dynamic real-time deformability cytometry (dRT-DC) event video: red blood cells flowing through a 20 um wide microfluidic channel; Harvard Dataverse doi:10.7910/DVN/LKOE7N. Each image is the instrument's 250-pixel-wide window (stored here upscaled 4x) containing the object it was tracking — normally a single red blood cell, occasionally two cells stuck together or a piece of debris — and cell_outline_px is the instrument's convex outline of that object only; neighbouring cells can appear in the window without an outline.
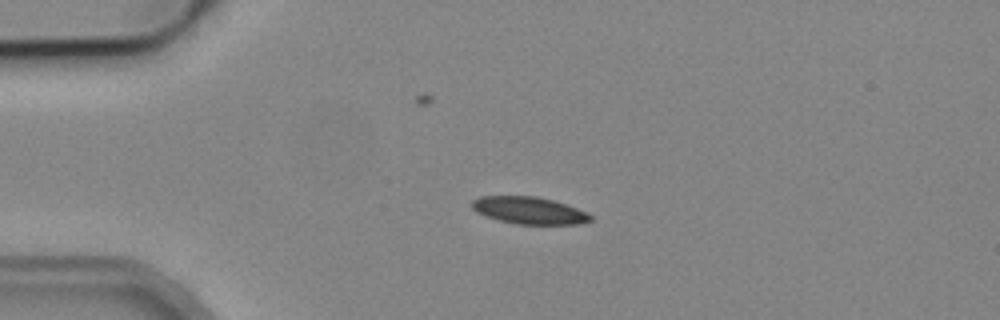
{"species": "common noctule bat (a hibernating species)", "species_latin": "Nyctalus noctula", "temperature_condition": "cold", "stored_images_in_passage": 41, "camera_frame_rate_fps": 3000, "um_per_image_px": 0.085, "animal": {"sex": "male", "body_mass_g": 19.2, "forearm_length_mm": 51.8}, "frame": {"image": 1, "passage_image": 1, "time_ms": 0.0, "image_size_px": [1000, 320], "cell_outline_px": [[592, 220], [580, 224], [516, 224], [484, 216], [476, 212], [472, 208], [472, 200], [480, 196], [536, 196], [552, 200], [576, 208], [592, 216]], "centroid_in_image_um": [44.93, 17.89], "position_along_channel_um": 40.1, "area_um2": 18.61}}
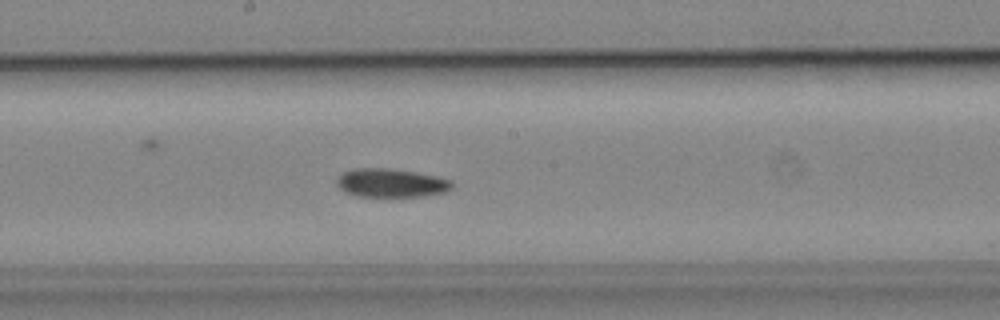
{"frame": {"image": 2, "passage_image": 17, "time_ms": 5.333, "image_size_px": [1000, 320], "cell_outline_px": [[452, 188], [448, 192], [424, 196], [356, 196], [340, 188], [336, 184], [336, 180], [344, 172], [356, 168], [388, 168], [416, 172], [436, 176], [452, 180]], "centroid_in_image_um": [33.29, 15.55], "position_along_channel_um": 214.9, "area_um2": 19.13}}
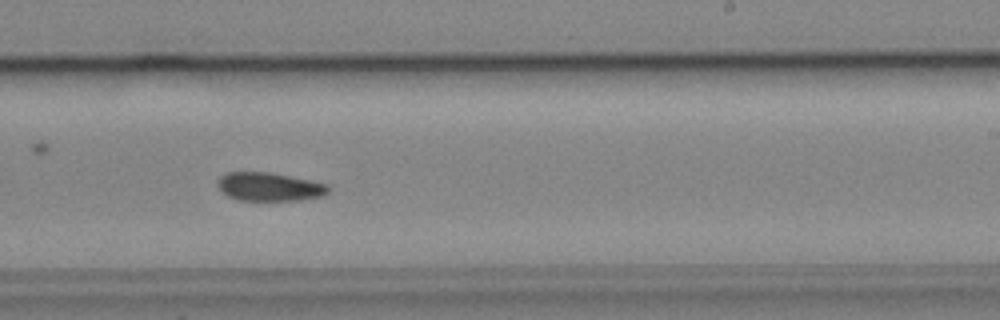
{"frame": {"image": 3, "passage_image": 21, "time_ms": 6.667, "image_size_px": [1000, 320], "cell_outline_px": [[328, 192], [324, 196], [300, 200], [236, 200], [228, 196], [216, 184], [220, 176], [228, 172], [268, 172], [328, 184]], "centroid_in_image_um": [22.88, 15.88], "position_along_channel_um": 266.1, "area_um2": 18.21}, "authors_computed_cell_mechanics": {"area_um2": 18.785, "velocity_mm_per_s": 3.8536, "shape_relaxation_time_tau1_ms": 9.6326, "shape_relaxation_time_tau2_ms": 9.1901, "deformation_change_tau1": 0.1547, "deformation_change_tau2": 0.1338}}